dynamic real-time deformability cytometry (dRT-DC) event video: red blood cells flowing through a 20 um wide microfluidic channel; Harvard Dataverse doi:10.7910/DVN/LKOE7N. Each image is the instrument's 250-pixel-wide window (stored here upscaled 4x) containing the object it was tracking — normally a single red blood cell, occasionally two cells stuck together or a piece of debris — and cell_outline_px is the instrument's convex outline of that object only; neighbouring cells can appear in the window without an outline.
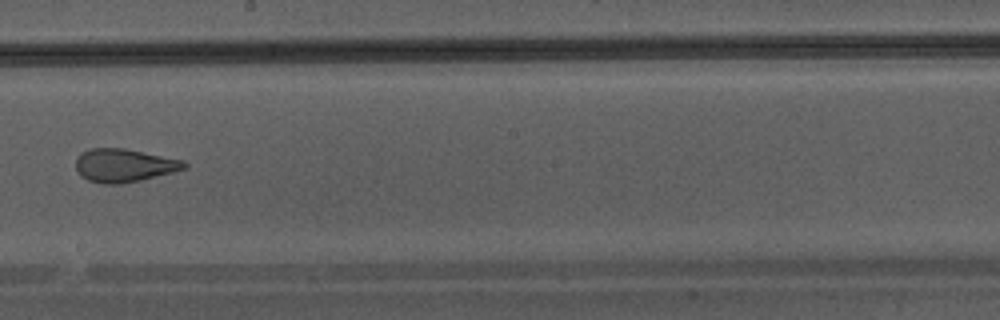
{"species": "Egyptian fruit bat (a non-hibernating species)", "species_latin": "Rousettus aegyptiacus", "temperature_condition": "warm", "stored_images_in_passage": 45, "camera_frame_rate_fps": 3000, "um_per_image_px": 0.085, "animal": {"sex": "male"}, "frame": {"image": 1, "passage_image": 26, "time_ms": 8.333, "image_size_px": [1000, 320], "cell_outline_px": [[188, 168], [140, 180], [120, 184], [104, 184], [88, 180], [80, 176], [76, 172], [76, 160], [80, 152], [92, 148], [124, 148], [184, 160], [188, 164]], "centroid_in_image_um": [10.53, 14.05], "position_along_channel_um": 237.7, "area_um2": 21.1}}